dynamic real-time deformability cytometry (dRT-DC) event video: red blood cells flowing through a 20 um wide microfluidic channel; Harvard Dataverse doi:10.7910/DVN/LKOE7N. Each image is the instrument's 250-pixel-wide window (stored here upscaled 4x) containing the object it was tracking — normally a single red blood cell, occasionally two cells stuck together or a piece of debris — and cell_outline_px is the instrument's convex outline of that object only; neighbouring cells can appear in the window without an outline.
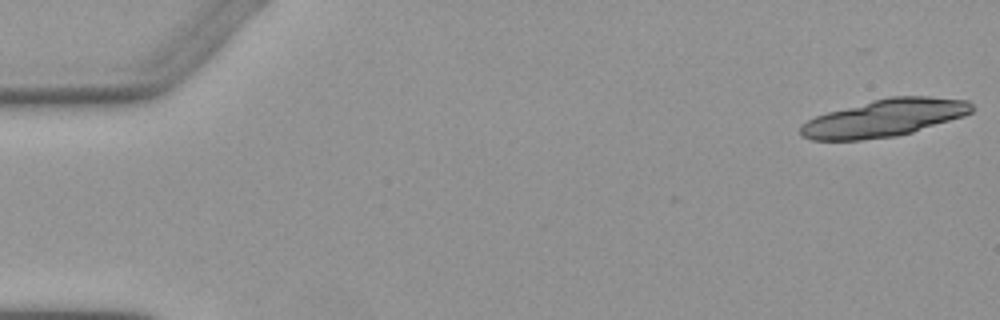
{"species": "Egyptian fruit bat (a non-hibernating species)", "species_latin": "Rousettus aegyptiacus", "temperature_condition": "warm", "stored_images_in_passage": 6, "camera_frame_rate_fps": 3000, "um_per_image_px": 0.085, "animal": {"sex": "female"}, "frame": {"image": 1, "passage_image": 1, "time_ms": 0.0, "image_size_px": [1000, 320], "cell_outline_px": [[976, 108], [972, 112], [964, 116], [912, 132], [896, 136], [860, 140], [812, 140], [800, 136], [800, 128], [808, 120], [816, 116], [828, 112], [872, 100], [888, 96], [928, 96], [968, 100]], "centroid_in_image_um": [75.2, 10.02], "position_along_channel_um": 9.8, "area_um2": 37.28}}